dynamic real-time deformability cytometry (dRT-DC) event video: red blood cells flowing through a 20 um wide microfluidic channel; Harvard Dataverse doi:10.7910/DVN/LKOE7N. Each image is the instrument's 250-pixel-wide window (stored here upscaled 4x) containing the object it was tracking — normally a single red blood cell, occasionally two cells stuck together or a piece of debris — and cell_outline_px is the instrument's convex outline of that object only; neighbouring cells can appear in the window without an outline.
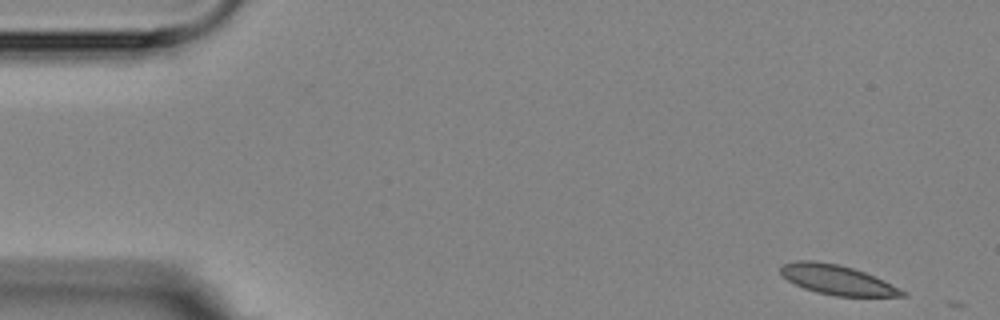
{"species": "Egyptian fruit bat (a non-hibernating species)", "species_latin": "Rousettus aegyptiacus", "temperature_condition": "room temperature", "stored_images_in_passage": 4, "camera_frame_rate_fps": 3000, "um_per_image_px": 0.085, "animal": {"sex": "female"}, "frame": {"image": 1, "passage_image": 1, "time_ms": 0.0, "image_size_px": [1000, 320], "cell_outline_px": [[908, 296], [836, 296], [816, 292], [804, 288], [788, 280], [780, 272], [780, 268], [784, 264], [796, 260], [812, 260], [836, 264], [852, 268], [864, 272], [908, 292]], "centroid_in_image_um": [71.15, 23.79], "position_along_channel_um": 13.8, "area_um2": 20.69}}